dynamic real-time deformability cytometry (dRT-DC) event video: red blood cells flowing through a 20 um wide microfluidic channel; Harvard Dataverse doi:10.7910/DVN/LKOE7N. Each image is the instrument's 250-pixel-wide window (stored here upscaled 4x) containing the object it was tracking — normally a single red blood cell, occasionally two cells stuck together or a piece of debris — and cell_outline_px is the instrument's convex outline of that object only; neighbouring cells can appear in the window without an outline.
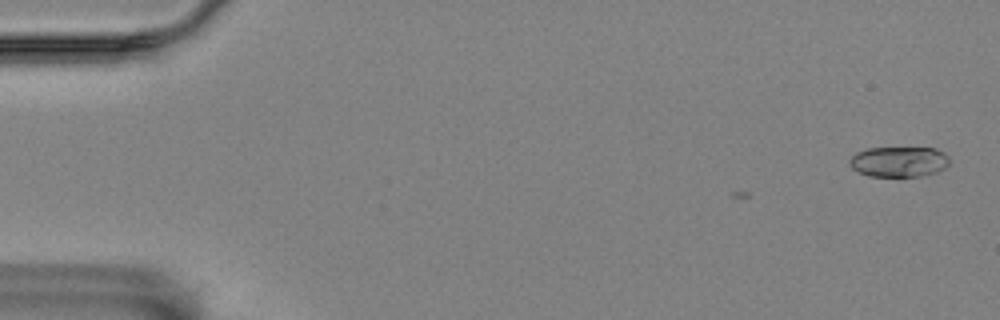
{"species": "Egyptian fruit bat (a non-hibernating species)", "species_latin": "Rousettus aegyptiacus", "temperature_condition": "room temperature", "stored_images_in_passage": 2, "camera_frame_rate_fps": 3000, "um_per_image_px": 0.085, "animal": {"sex": "female"}, "frame": {"image": 1, "passage_image": 2, "time_ms": 0.333, "image_size_px": [1000, 320], "cell_outline_px": [[948, 164], [944, 168], [936, 172], [924, 176], [868, 176], [856, 172], [848, 164], [848, 160], [856, 152], [868, 148], [936, 148], [944, 152], [948, 156]], "centroid_in_image_um": [76.37, 13.75], "position_along_channel_um": 8.6, "area_um2": 17.86}}